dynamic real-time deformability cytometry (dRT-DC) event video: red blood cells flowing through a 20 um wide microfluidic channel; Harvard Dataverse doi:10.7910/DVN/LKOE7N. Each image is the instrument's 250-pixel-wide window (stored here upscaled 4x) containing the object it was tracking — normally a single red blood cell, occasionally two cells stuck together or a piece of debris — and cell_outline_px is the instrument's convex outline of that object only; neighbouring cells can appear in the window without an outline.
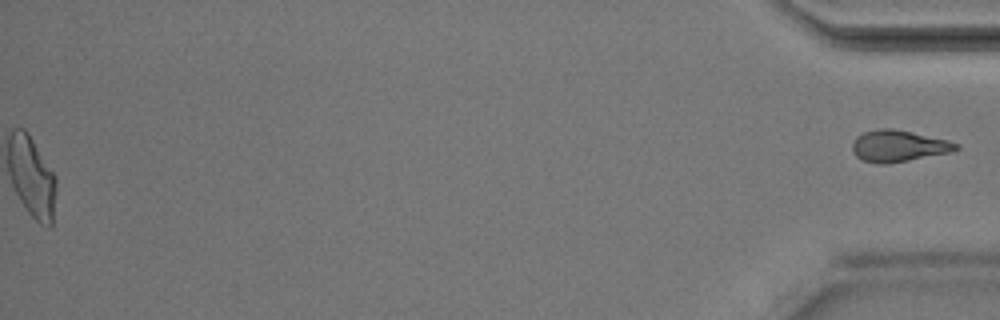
{"species": "Egyptian fruit bat (a non-hibernating species)", "species_latin": "Rousettus aegyptiacus", "temperature_condition": "room temperature", "stored_images_in_passage": 31, "segment_of_instrument_passage": [2, 2], "camera_frame_rate_fps": 3000, "um_per_image_px": 0.085, "animal": {"sex": "male"}, "frame": {"image": 1, "passage_image": 31, "time_ms": 10.0, "image_size_px": [1000, 320], "cell_outline_px": [[960, 148], [952, 152], [888, 164], [876, 164], [860, 160], [852, 152], [852, 144], [856, 136], [864, 132], [876, 128], [892, 128], [912, 132], [948, 140], [960, 144]], "centroid_in_image_um": [76.35, 12.41], "position_along_channel_um": 358.8, "area_um2": 19.36}}